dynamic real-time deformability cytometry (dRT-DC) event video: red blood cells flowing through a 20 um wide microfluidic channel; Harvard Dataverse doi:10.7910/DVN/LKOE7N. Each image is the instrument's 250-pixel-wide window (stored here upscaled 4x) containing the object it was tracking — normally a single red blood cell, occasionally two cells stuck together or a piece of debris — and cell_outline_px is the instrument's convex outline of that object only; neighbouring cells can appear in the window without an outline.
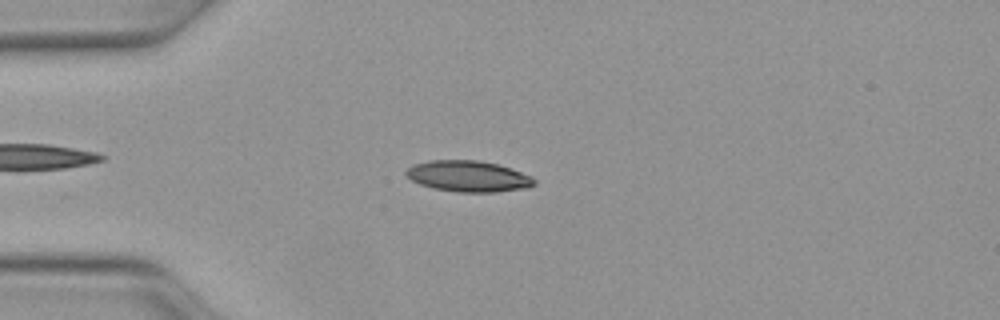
{"species": "Egyptian fruit bat (a non-hibernating species)", "species_latin": "Rousettus aegyptiacus", "temperature_condition": "warm", "stored_images_in_passage": 45, "camera_frame_rate_fps": 3000, "um_per_image_px": 0.085, "animal": {"sex": "female"}, "frame": {"image": 1, "passage_image": 8, "time_ms": 2.333, "image_size_px": [1000, 320], "cell_outline_px": [[536, 184], [528, 188], [496, 192], [456, 192], [432, 188], [420, 184], [412, 180], [404, 172], [412, 164], [428, 160], [480, 160], [496, 164], [532, 176], [536, 180]], "centroid_in_image_um": [39.8, 14.98], "position_along_channel_um": 45.2, "area_um2": 23.29}}
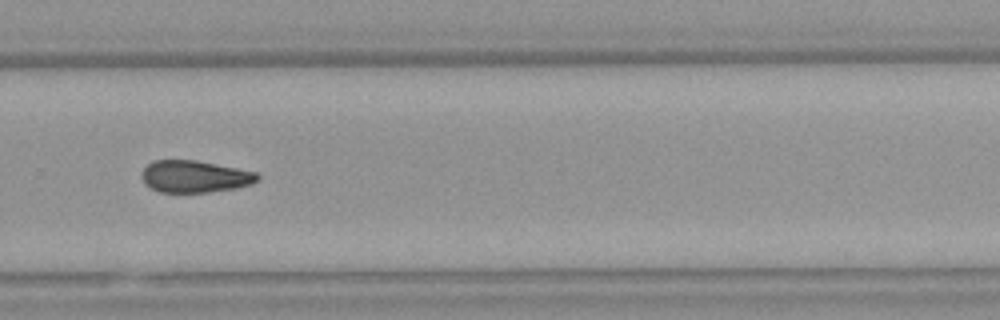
{"frame": {"image": 2, "passage_image": 29, "time_ms": 9.333, "image_size_px": [1000, 320], "cell_outline_px": [[260, 180], [252, 184], [236, 188], [208, 192], [160, 192], [144, 184], [140, 176], [140, 172], [152, 160], [196, 160], [256, 172], [260, 176]], "centroid_in_image_um": [16.54, 15.0], "position_along_channel_um": 313.3, "area_um2": 21.73}}
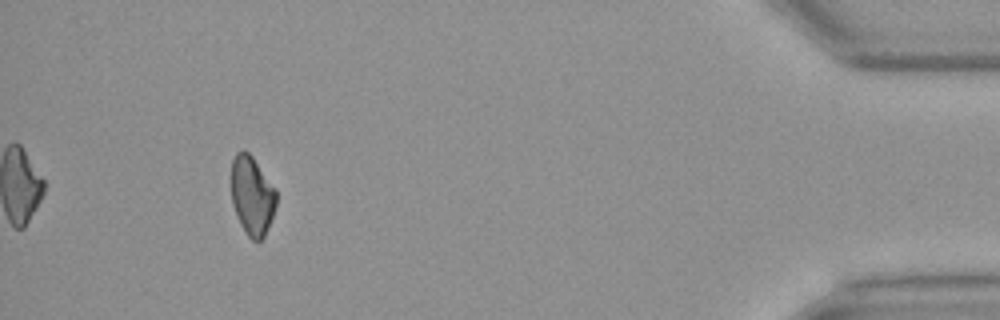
{"frame": {"image": 3, "passage_image": 41, "time_ms": 13.333, "image_size_px": [1000, 320], "cell_outline_px": [[276, 204], [272, 216], [264, 236], [260, 240], [252, 240], [248, 236], [240, 224], [232, 204], [232, 160], [236, 152], [244, 148], [252, 156], [276, 188]], "centroid_in_image_um": [21.42, 16.59], "position_along_channel_um": 413.8, "area_um2": 20.63}}